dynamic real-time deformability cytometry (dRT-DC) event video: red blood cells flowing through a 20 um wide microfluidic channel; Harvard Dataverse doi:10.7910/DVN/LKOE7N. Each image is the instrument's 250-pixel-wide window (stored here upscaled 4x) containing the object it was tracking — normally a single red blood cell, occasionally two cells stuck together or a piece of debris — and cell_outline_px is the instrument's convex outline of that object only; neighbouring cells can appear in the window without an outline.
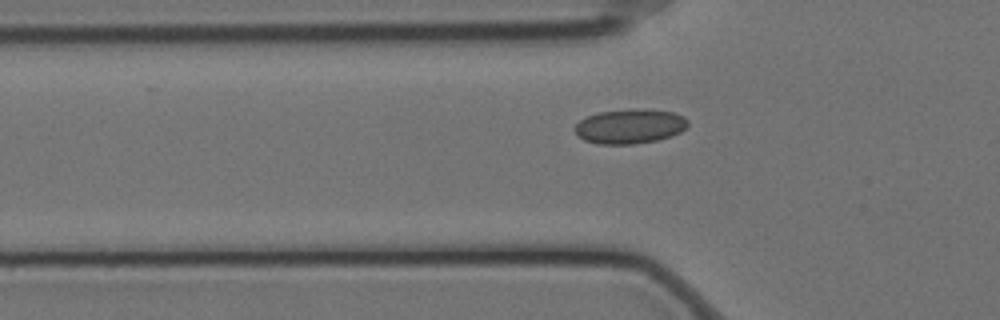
{"species": "Egyptian fruit bat (a non-hibernating species)", "species_latin": "Rousettus aegyptiacus", "temperature_condition": "cold", "stored_images_in_passage": 43, "camera_frame_rate_fps": 3000, "um_per_image_px": 0.085, "animal": {"sex": "female"}, "frame": {"image": 1, "passage_image": 8, "time_ms": 2.333, "image_size_px": [1000, 320], "cell_outline_px": [[688, 124], [680, 132], [672, 136], [656, 140], [632, 144], [596, 144], [584, 140], [576, 132], [576, 124], [580, 120], [588, 116], [600, 112], [636, 108], [644, 108], [676, 112], [684, 116], [688, 120]], "centroid_in_image_um": [53.58, 10.72], "position_along_channel_um": 72.2, "area_um2": 22.83}}
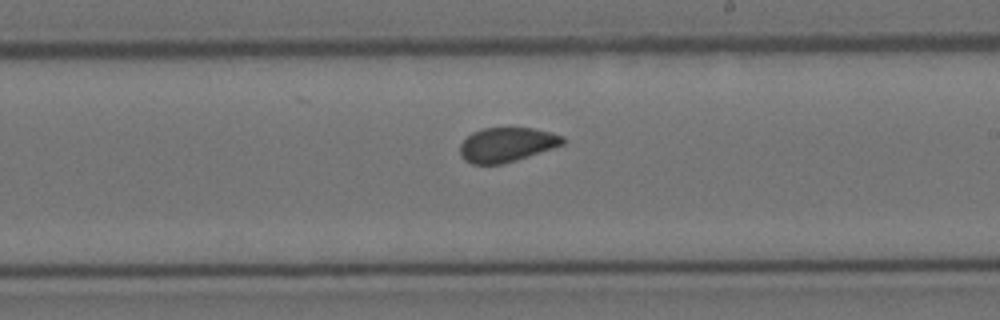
{"frame": {"image": 2, "passage_image": 23, "time_ms": 7.333, "image_size_px": [1000, 320], "cell_outline_px": [[564, 144], [516, 160], [500, 164], [472, 164], [464, 160], [460, 152], [460, 144], [472, 132], [484, 128], [532, 128], [552, 132], [564, 136]], "centroid_in_image_um": [43.07, 12.29], "position_along_channel_um": 245.9, "area_um2": 20.46}}
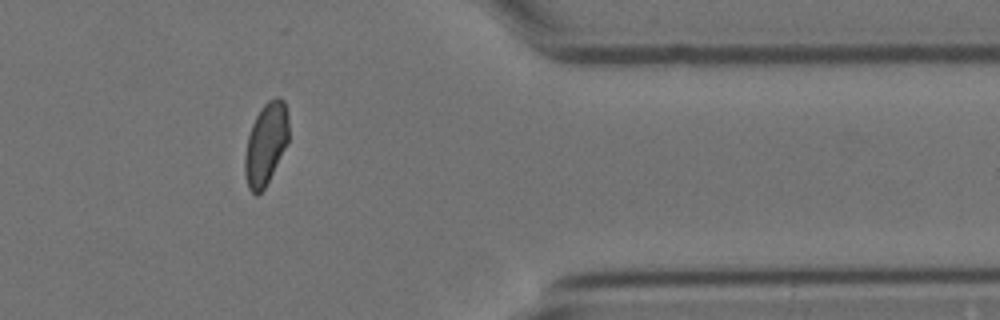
{"frame": {"image": 3, "passage_image": 37, "time_ms": 12.0, "image_size_px": [1000, 320], "cell_outline_px": [[288, 140], [264, 188], [256, 196], [248, 188], [244, 172], [244, 156], [248, 136], [252, 124], [260, 108], [268, 100], [276, 96], [284, 100], [288, 116]], "centroid_in_image_um": [22.57, 12.2], "position_along_channel_um": 388.8, "area_um2": 20.69}, "authors_computed_cell_mechanics": {"area_um2": 21.386, "velocity_mm_per_s": 3.4539, "shape_relaxation_time_tau1_ms": null, "shape_relaxation_time_tau2_ms": 1.9392, "deformation_change_tau1": null, "deformation_change_tau2": 0.0357}}